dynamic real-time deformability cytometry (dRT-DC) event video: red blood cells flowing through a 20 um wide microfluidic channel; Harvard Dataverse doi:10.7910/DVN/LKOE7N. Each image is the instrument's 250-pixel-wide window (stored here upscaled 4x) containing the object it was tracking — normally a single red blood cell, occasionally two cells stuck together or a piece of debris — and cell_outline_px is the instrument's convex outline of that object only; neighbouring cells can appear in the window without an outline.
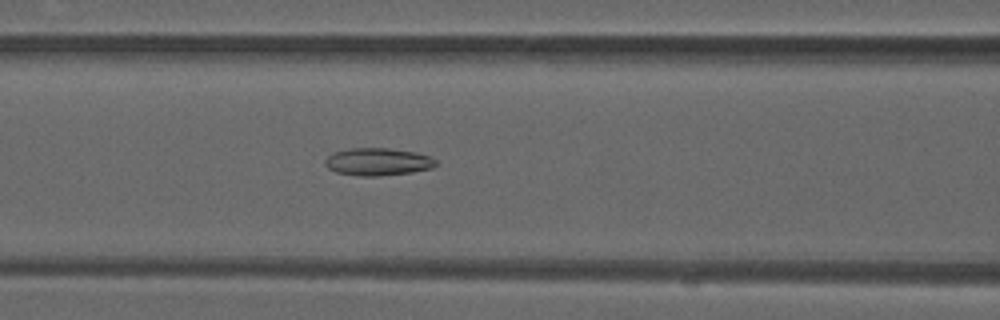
{"species": "common noctule bat (a hibernating species)", "species_latin": "Nyctalus noctula", "temperature_condition": "warm", "stored_images_in_passage": 51, "camera_frame_rate_fps": 3000, "um_per_image_px": 0.085, "animal": {"sex": "male", "forearm_length_mm": 52.5}, "frame": {"image": 1, "passage_image": 22, "time_ms": 7.0, "image_size_px": [1000, 320], "cell_outline_px": [[436, 164], [432, 168], [412, 172], [380, 176], [360, 176], [336, 172], [328, 168], [324, 164], [324, 160], [328, 156], [336, 152], [348, 148], [388, 148], [416, 152], [428, 156], [436, 160]], "centroid_in_image_um": [32.1, 13.75], "position_along_channel_um": 134.5, "area_um2": 17.74}}
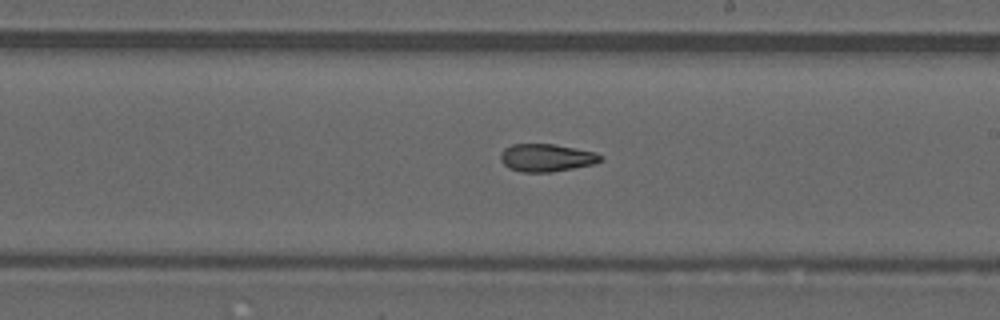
{"frame": {"image": 2, "passage_image": 30, "time_ms": 9.667, "image_size_px": [1000, 320], "cell_outline_px": [[604, 156], [596, 164], [552, 172], [520, 172], [508, 168], [500, 160], [500, 152], [504, 148], [512, 144], [556, 144], [596, 152]], "centroid_in_image_um": [46.45, 13.4], "position_along_channel_um": 242.6, "area_um2": 16.42}}
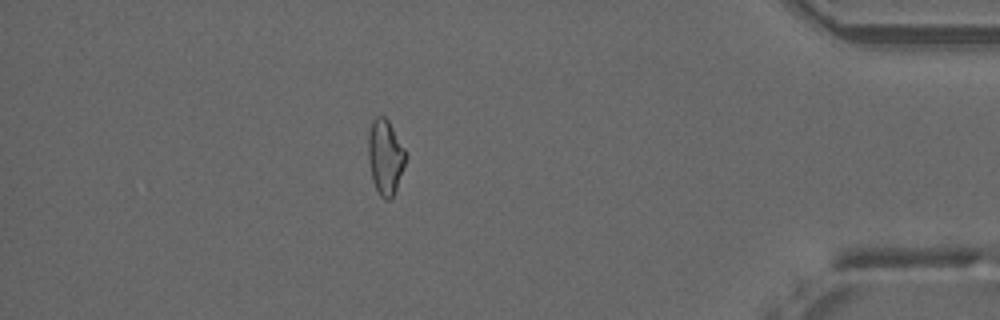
{"frame": {"image": 3, "passage_image": 45, "time_ms": 14.667, "image_size_px": [1000, 320], "cell_outline_px": [[408, 156], [396, 188], [392, 196], [388, 200], [384, 200], [380, 196], [372, 180], [368, 156], [368, 132], [372, 120], [376, 116], [384, 116], [388, 120], [404, 148]], "centroid_in_image_um": [32.74, 13.32], "position_along_channel_um": 402.5, "area_um2": 16.36}, "authors_computed_cell_mechanics": {"area_um2": 17.1666, "velocity_mm_per_s": 4.0577, "shape_relaxation_time_tau1_ms": null, "shape_relaxation_time_tau2_ms": 3.9718, "deformation_change_tau1": null, "deformation_change_tau2": 0.1172}}